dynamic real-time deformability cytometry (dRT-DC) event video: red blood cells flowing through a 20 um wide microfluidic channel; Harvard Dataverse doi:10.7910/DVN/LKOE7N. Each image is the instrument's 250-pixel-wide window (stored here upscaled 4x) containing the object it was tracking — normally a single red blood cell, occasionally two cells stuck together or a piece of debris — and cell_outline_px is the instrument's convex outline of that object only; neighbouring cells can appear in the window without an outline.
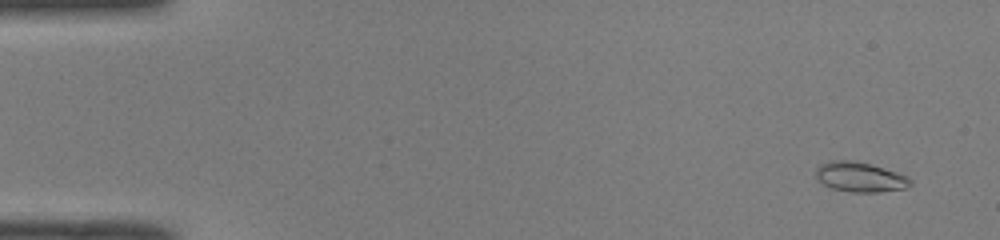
{"species": "common noctule bat (a hibernating species)", "species_latin": "Nyctalus noctula", "temperature_condition": "room temperature", "stored_images_in_passage": 48, "camera_frame_rate_fps": 3000, "um_per_image_px": 0.085, "animal": {"sex": "male", "body_mass_g": 19.0, "forearm_length_mm": 50.8}, "frame": {"image": 1, "passage_image": 1, "time_ms": 0.0, "image_size_px": [1000, 240], "cell_outline_px": [[912, 184], [904, 188], [880, 192], [852, 192], [832, 188], [824, 184], [816, 176], [816, 168], [820, 164], [828, 160], [852, 160], [884, 168], [908, 176], [912, 180]], "centroid_in_image_um": [73.1, 15.04], "position_along_channel_um": 11.9, "area_um2": 16.36}}
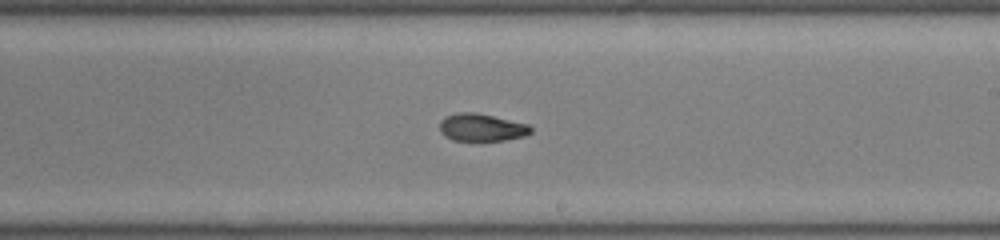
{"frame": {"image": 2, "passage_image": 28, "time_ms": 9.0, "image_size_px": [1000, 240], "cell_outline_px": [[532, 132], [524, 136], [504, 140], [452, 140], [444, 136], [440, 132], [440, 120], [444, 116], [456, 112], [476, 112], [528, 124], [532, 128]], "centroid_in_image_um": [40.9, 10.82], "position_along_channel_um": 248.1, "area_um2": 14.68}}
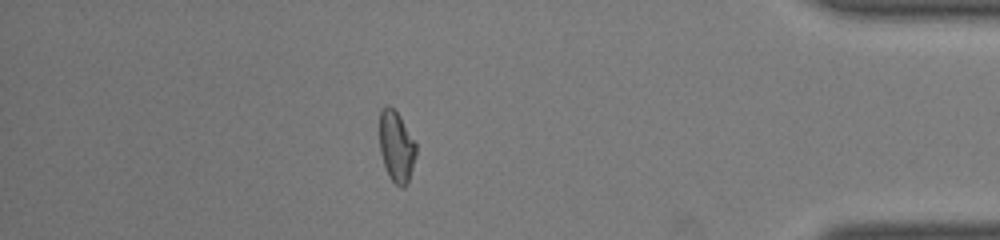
{"frame": {"image": 3, "passage_image": 42, "time_ms": 13.667, "image_size_px": [1000, 240], "cell_outline_px": [[416, 156], [408, 184], [404, 188], [400, 188], [388, 176], [380, 152], [380, 112], [388, 104], [400, 116], [416, 144]], "centroid_in_image_um": [33.7, 12.51], "position_along_channel_um": 401.5, "area_um2": 15.09}, "authors_computed_cell_mechanics": {"area_um2": 15.2881, "velocity_mm_per_s": 4.0973, "shape_relaxation_time_tau1_ms": 5.8319, "shape_relaxation_time_tau2_ms": 1.4122, "deformation_change_tau1": 0.1965, "deformation_change_tau2": 0.0594}}